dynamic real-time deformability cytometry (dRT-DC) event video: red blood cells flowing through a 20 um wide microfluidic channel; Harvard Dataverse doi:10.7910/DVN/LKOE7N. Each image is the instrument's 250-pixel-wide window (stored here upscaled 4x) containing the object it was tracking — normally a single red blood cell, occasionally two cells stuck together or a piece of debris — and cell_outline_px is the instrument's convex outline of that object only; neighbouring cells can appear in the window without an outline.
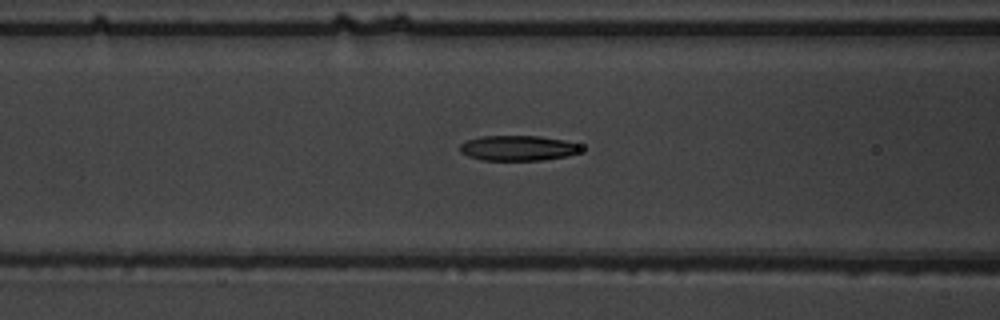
{"species": "common noctule bat (a hibernating species)", "species_latin": "Nyctalus noctula", "temperature_condition": "warm", "stored_images_in_passage": 33, "camera_frame_rate_fps": 3000, "um_per_image_px": 0.085, "animal": {"sex": "male", "body_mass_g": 19.5, "forearm_length_mm": 54.6}, "frame": {"image": 1, "passage_image": 12, "time_ms": 3.667, "image_size_px": [1000, 320], "cell_outline_px": [[580, 152], [568, 156], [544, 160], [480, 160], [468, 156], [460, 152], [460, 144], [468, 140], [480, 136], [540, 136], [564, 140], [576, 144], [580, 148]], "centroid_in_image_um": [44.0, 12.59], "position_along_channel_um": 122.6, "area_um2": 17.74}}
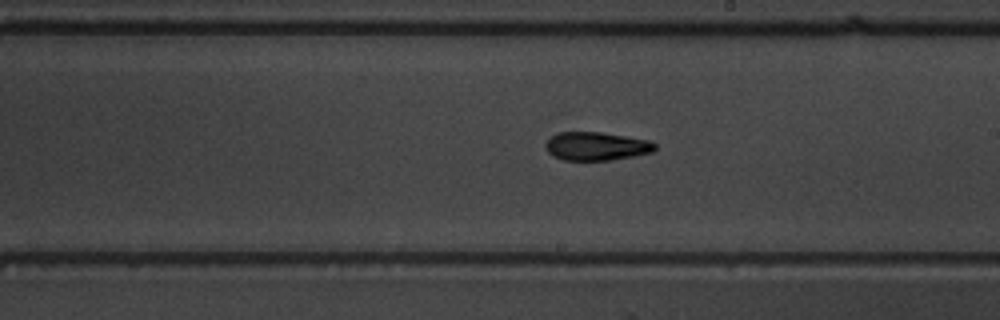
{"frame": {"image": 2, "passage_image": 21, "time_ms": 6.667, "image_size_px": [1000, 320], "cell_outline_px": [[656, 148], [652, 152], [612, 160], [564, 160], [552, 156], [548, 152], [544, 144], [552, 136], [560, 132], [600, 132], [648, 140], [656, 144]], "centroid_in_image_um": [50.67, 12.43], "position_along_channel_um": 238.3, "area_um2": 17.98}}
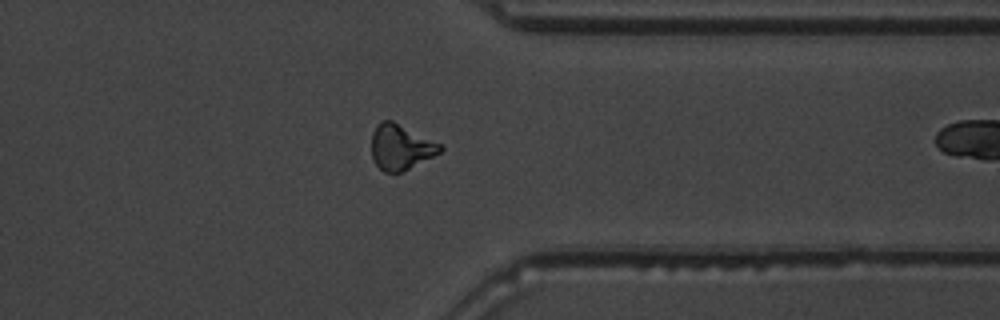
{"frame": {"image": 3, "passage_image": 32, "time_ms": 10.333, "image_size_px": [1000, 320], "cell_outline_px": [[444, 148], [440, 152], [400, 172], [384, 172], [376, 164], [372, 156], [372, 132], [376, 124], [380, 120], [392, 120], [440, 144]], "centroid_in_image_um": [34.01, 12.47], "position_along_channel_um": 377.4, "area_um2": 17.74}}